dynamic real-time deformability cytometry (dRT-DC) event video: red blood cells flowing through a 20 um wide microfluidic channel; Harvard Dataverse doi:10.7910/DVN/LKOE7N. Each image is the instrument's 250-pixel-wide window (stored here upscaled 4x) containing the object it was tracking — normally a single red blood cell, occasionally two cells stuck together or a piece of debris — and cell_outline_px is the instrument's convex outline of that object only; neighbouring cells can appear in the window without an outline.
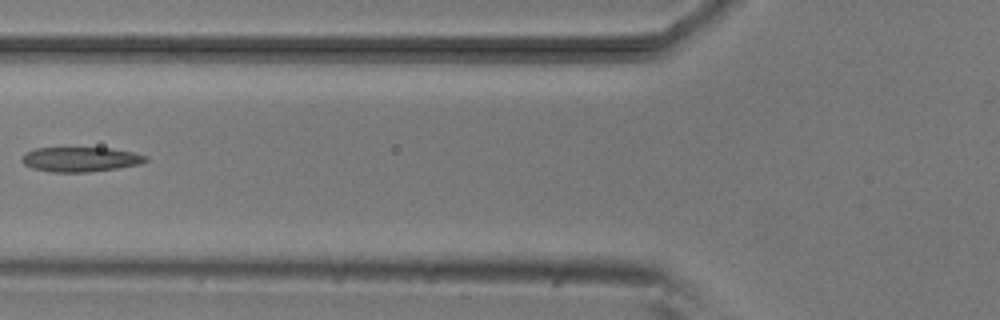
{"species": "common noctule bat (a hibernating species)", "species_latin": "Nyctalus noctula", "temperature_condition": "room temperature", "stored_images_in_passage": 5, "camera_frame_rate_fps": 3000, "um_per_image_px": 0.085, "animal": {"sex": "male", "body_mass_g": 20.5, "forearm_length_mm": 52.5}, "frame": {"image": 1, "passage_image": 4, "time_ms": 3.333, "image_size_px": [1000, 320], "cell_outline_px": [[148, 160], [140, 164], [116, 168], [88, 172], [52, 172], [32, 168], [24, 164], [20, 160], [24, 152], [36, 148], [112, 148], [132, 152], [148, 156]], "centroid_in_image_um": [6.82, 13.54], "position_along_channel_um": 119.0, "area_um2": 17.86}}
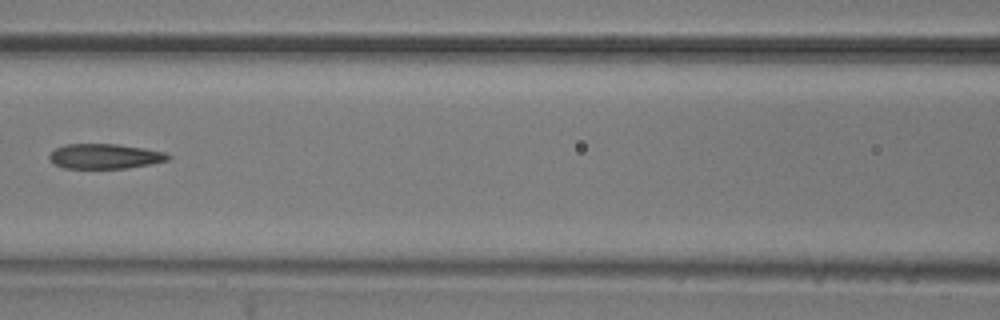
{"frame": {"image": 2, "passage_image": 5, "time_ms": 4.333, "image_size_px": [1000, 320], "cell_outline_px": [[172, 156], [168, 160], [148, 164], [124, 168], [64, 168], [56, 164], [48, 156], [56, 148], [64, 144], [116, 144], [144, 148], [164, 152]], "centroid_in_image_um": [8.91, 13.27], "position_along_channel_um": 157.7, "area_um2": 16.99}}